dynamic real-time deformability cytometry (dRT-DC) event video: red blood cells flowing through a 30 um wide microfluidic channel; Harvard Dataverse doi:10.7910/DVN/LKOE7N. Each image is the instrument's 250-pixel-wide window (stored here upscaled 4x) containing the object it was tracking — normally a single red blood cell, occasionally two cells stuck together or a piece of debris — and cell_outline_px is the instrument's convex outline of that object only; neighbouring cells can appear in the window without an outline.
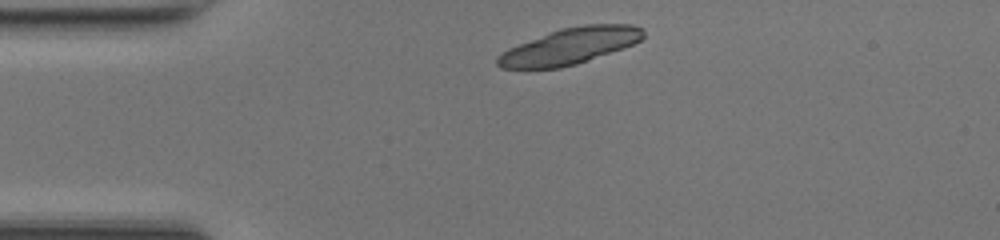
{"species": "common noctule bat (a hibernating species)", "species_latin": "Nyctalus noctula", "temperature_condition": "room temperature", "stored_images_in_passage": 39, "camera_frame_rate_fps": 3000, "um_per_image_px": 0.085, "animal": {"sex": "female", "body_mass_g": 17.0, "forearm_length_mm": 48.0}, "frame": {"image": 1, "passage_image": 1, "time_ms": 0.0, "image_size_px": [1000, 240], "cell_outline_px": [[644, 36], [640, 40], [632, 44], [576, 64], [560, 68], [500, 68], [496, 64], [496, 56], [508, 48], [560, 28], [584, 24], [632, 24], [640, 28], [644, 32]], "centroid_in_image_um": [48.39, 3.91], "position_along_channel_um": 36.6, "area_um2": 30.4}}